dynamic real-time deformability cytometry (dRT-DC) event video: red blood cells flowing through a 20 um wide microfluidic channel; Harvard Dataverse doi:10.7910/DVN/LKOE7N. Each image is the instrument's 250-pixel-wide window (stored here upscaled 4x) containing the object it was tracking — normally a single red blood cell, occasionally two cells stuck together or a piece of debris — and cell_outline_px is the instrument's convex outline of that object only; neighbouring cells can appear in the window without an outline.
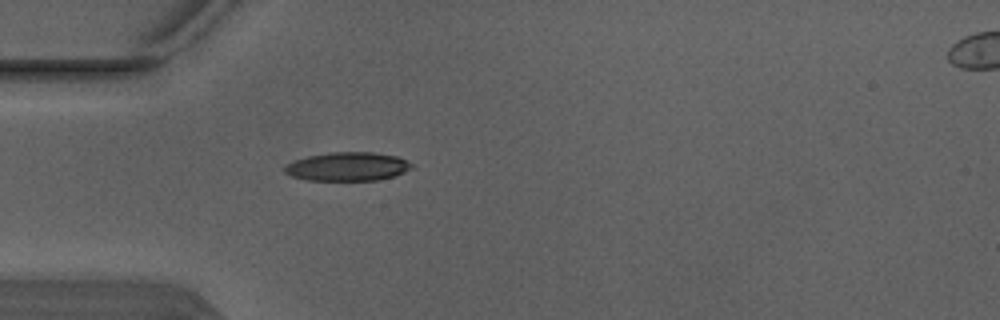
{"species": "Egyptian fruit bat (a non-hibernating species)", "species_latin": "Rousettus aegyptiacus", "temperature_condition": "warm", "stored_images_in_passage": 2, "camera_frame_rate_fps": 3000, "um_per_image_px": 0.085, "animal": {"sex": "male"}, "frame": {"image": 1, "passage_image": 1, "time_ms": 0.0, "image_size_px": [1000, 320], "cell_outline_px": [[416, 164], [412, 168], [396, 176], [380, 180], [308, 180], [292, 176], [284, 172], [284, 164], [308, 156], [332, 152], [372, 152], [396, 156]], "centroid_in_image_um": [29.58, 14.16], "position_along_channel_um": 55.4, "area_um2": 21.33}}